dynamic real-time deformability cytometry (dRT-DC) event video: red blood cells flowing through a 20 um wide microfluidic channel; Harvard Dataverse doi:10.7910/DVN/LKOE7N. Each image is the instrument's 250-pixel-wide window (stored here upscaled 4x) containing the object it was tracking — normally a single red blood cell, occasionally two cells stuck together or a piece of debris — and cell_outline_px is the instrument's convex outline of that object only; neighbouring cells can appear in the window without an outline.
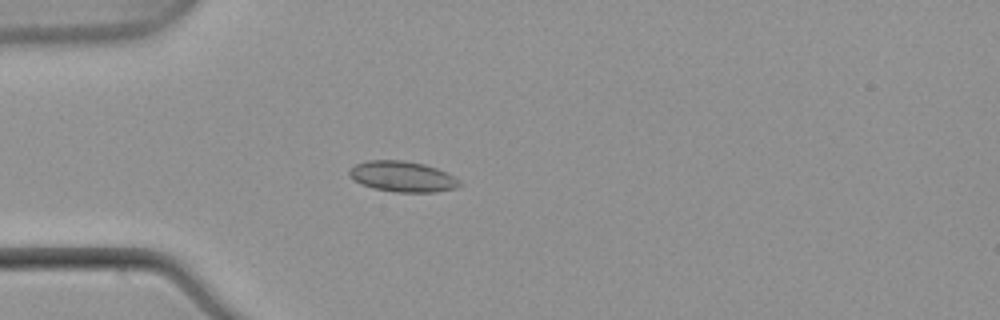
{"species": "common noctule bat (a hibernating species)", "species_latin": "Nyctalus noctula", "temperature_condition": "warm", "stored_images_in_passage": 32, "camera_frame_rate_fps": 3000, "um_per_image_px": 0.085, "animal": {"sex": "male", "body_mass_g": 21.5, "forearm_length_mm": 52.0}, "frame": {"image": 1, "passage_image": 2, "time_ms": 0.333, "image_size_px": [1000, 320], "cell_outline_px": [[460, 184], [456, 188], [436, 192], [396, 192], [372, 188], [360, 184], [352, 180], [348, 176], [348, 172], [356, 164], [368, 160], [400, 160], [424, 164], [436, 168], [460, 180]], "centroid_in_image_um": [34.16, 15.01], "position_along_channel_um": 50.8, "area_um2": 19.65}}
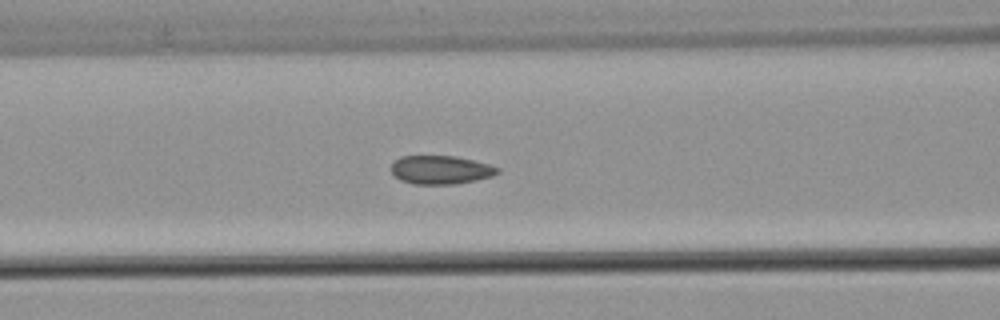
{"frame": {"image": 2, "passage_image": 9, "time_ms": 2.667, "image_size_px": [1000, 320], "cell_outline_px": [[500, 172], [492, 176], [476, 180], [456, 184], [412, 184], [400, 180], [392, 172], [392, 164], [400, 156], [456, 156], [488, 164], [500, 168]], "centroid_in_image_um": [37.47, 14.44], "position_along_channel_um": 129.1, "area_um2": 17.63}}
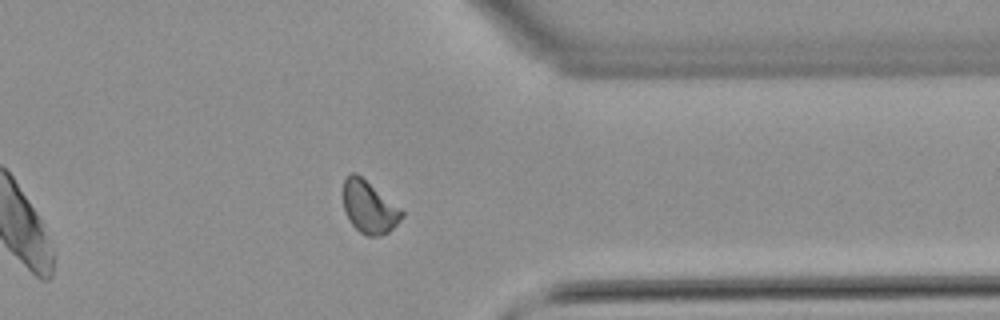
{"frame": {"image": 3, "passage_image": 29, "time_ms": 9.333, "image_size_px": [1000, 320], "cell_outline_px": [[404, 216], [388, 232], [380, 236], [368, 236], [360, 232], [352, 224], [344, 212], [344, 180], [352, 172], [356, 172], [400, 208], [404, 212]], "centroid_in_image_um": [31.37, 17.62], "position_along_channel_um": 380.0, "area_um2": 17.57}, "authors_computed_cell_mechanics": {"area_um2": 17.7446, "velocity_mm_per_s": 3.8763, "shape_relaxation_time_tau1_ms": null, "shape_relaxation_time_tau2_ms": 0.2925, "deformation_change_tau1": null, "deformation_change_tau2": 0.0406}}